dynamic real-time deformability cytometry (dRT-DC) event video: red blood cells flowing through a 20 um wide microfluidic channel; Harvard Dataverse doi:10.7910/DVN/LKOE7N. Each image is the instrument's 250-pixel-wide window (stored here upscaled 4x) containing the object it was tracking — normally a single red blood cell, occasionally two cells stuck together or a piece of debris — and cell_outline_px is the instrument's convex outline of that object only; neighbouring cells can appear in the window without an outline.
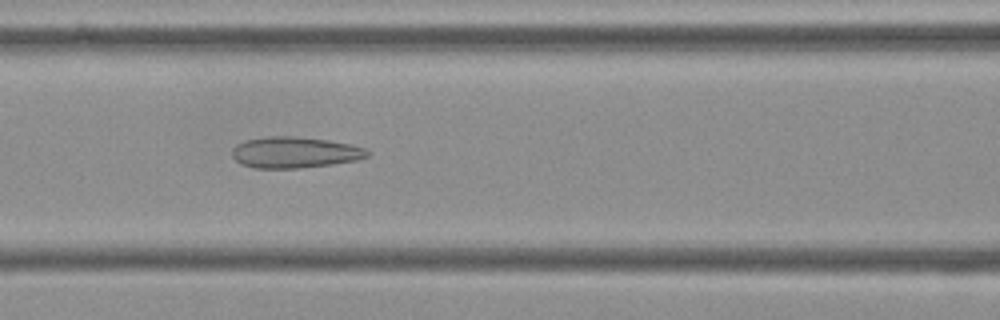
{"species": "Egyptian fruit bat (a non-hibernating species)", "species_latin": "Rousettus aegyptiacus", "temperature_condition": "cold", "stored_images_in_passage": 53, "camera_frame_rate_fps": 3000, "um_per_image_px": 0.085, "frame": {"image": 1, "passage_image": 21, "time_ms": 6.667, "image_size_px": [1000, 320], "cell_outline_px": [[368, 156], [356, 160], [332, 164], [300, 168], [256, 168], [240, 164], [232, 156], [232, 148], [236, 144], [244, 140], [268, 136], [296, 136], [328, 140], [352, 144], [364, 148], [368, 152]], "centroid_in_image_um": [25.02, 12.95], "position_along_channel_um": 141.6, "area_um2": 24.62}}
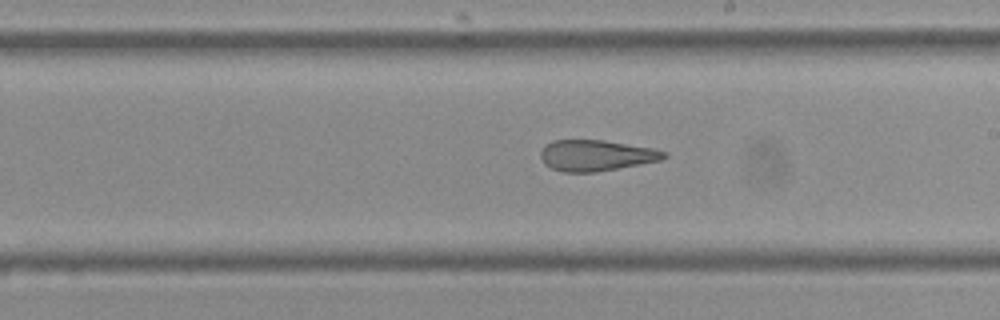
{"frame": {"image": 2, "passage_image": 29, "time_ms": 9.333, "image_size_px": [1000, 320], "cell_outline_px": [[668, 156], [660, 160], [640, 164], [596, 172], [564, 172], [552, 168], [544, 164], [540, 156], [540, 152], [544, 144], [552, 140], [604, 140], [652, 148], [668, 152]], "centroid_in_image_um": [50.64, 13.2], "position_along_channel_um": 238.4, "area_um2": 22.31}}
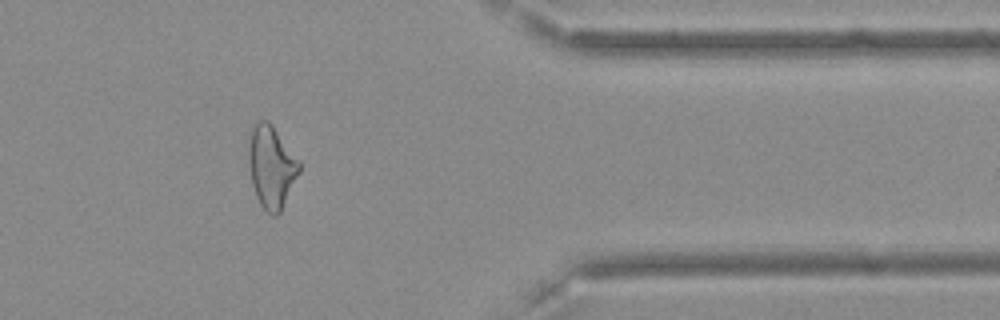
{"frame": {"image": 3, "passage_image": 43, "time_ms": 14.0, "image_size_px": [1000, 320], "cell_outline_px": [[300, 172], [280, 212], [276, 216], [272, 216], [260, 204], [256, 196], [252, 184], [248, 160], [248, 152], [252, 124], [256, 120], [268, 120], [272, 124], [300, 160]], "centroid_in_image_um": [23.07, 14.14], "position_along_channel_um": 388.3, "area_um2": 24.45}, "authors_computed_cell_mechanics": {"area_um2": 25.721, "velocity_mm_per_s": 3.6305, "shape_relaxation_time_tau1_ms": null, "shape_relaxation_time_tau2_ms": 3.4947, "deformation_change_tau1": null, "deformation_change_tau2": 0.1332}}